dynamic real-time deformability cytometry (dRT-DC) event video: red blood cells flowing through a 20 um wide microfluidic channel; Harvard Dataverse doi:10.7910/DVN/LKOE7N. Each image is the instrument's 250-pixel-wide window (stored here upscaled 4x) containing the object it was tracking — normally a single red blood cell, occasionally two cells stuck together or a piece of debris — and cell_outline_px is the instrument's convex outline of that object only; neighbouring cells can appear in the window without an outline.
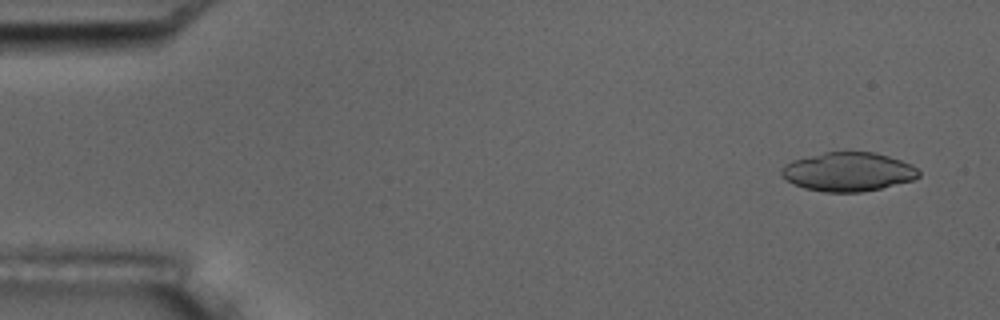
{"species": "common noctule bat (a hibernating species)", "species_latin": "Nyctalus noctula", "temperature_condition": "room temperature", "stored_images_in_passage": 14, "camera_frame_rate_fps": 3000, "um_per_image_px": 0.085, "animal": {"sex": "male", "body_mass_g": 17.5, "forearm_length_mm": 52.3}, "frame": {"image": 1, "passage_image": 3, "time_ms": 0.667, "image_size_px": [1000, 320], "cell_outline_px": [[920, 176], [912, 180], [880, 188], [860, 192], [824, 192], [804, 188], [780, 176], [780, 168], [784, 164], [792, 160], [824, 152], [876, 152], [912, 164], [920, 172]], "centroid_in_image_um": [72.07, 14.59], "position_along_channel_um": 12.9, "area_um2": 31.1}}